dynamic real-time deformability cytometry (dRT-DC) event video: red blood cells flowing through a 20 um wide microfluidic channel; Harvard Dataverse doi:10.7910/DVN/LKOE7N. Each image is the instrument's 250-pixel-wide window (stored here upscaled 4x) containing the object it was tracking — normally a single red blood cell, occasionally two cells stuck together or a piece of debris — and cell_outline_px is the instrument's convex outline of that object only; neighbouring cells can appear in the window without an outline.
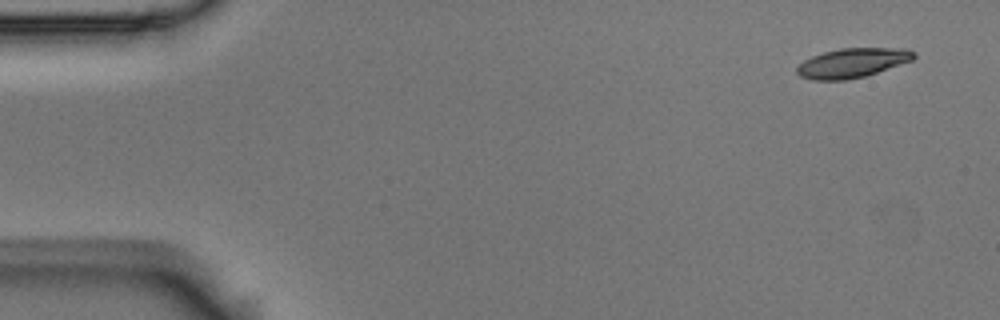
{"species": "Egyptian fruit bat (a non-hibernating species)", "species_latin": "Rousettus aegyptiacus", "temperature_condition": "room temperature", "stored_images_in_passage": 3, "camera_frame_rate_fps": 3000, "um_per_image_px": 0.085, "animal": {"sex": "male"}, "frame": {"image": 1, "passage_image": 1, "time_ms": 0.0, "image_size_px": [1000, 320], "cell_outline_px": [[916, 56], [912, 60], [864, 76], [844, 80], [812, 80], [800, 76], [796, 72], [796, 68], [804, 60], [812, 56], [824, 52], [840, 48], [908, 48], [916, 52]], "centroid_in_image_um": [72.44, 5.33], "position_along_channel_um": 12.6, "area_um2": 19.94}}